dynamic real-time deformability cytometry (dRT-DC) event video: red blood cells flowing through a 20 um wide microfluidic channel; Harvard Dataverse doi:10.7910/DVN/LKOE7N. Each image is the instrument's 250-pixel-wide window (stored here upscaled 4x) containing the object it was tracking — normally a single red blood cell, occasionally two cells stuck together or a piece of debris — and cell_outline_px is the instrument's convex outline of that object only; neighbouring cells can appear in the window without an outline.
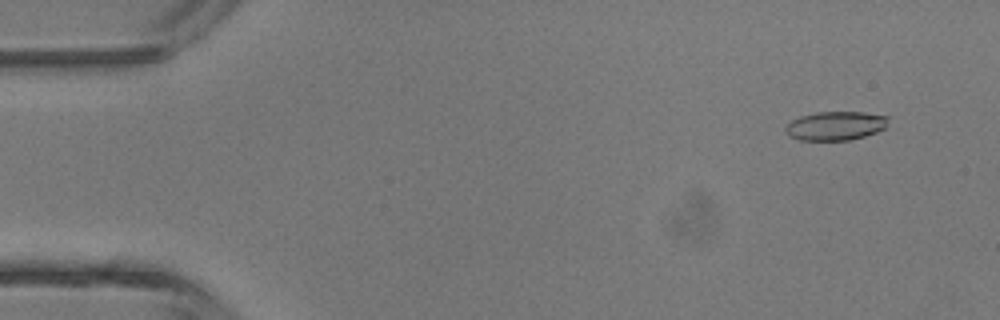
{"species": "common noctule bat (a hibernating species)", "species_latin": "Nyctalus noctula", "temperature_condition": "room temperature", "stored_images_in_passage": 4, "camera_frame_rate_fps": 3000, "um_per_image_px": 0.085, "animal": {"sex": "male", "body_mass_g": 13.3}, "frame": {"image": 1, "passage_image": 2, "time_ms": 1.0, "image_size_px": [1000, 320], "cell_outline_px": [[892, 116], [884, 128], [876, 132], [864, 136], [848, 140], [800, 140], [788, 136], [784, 132], [784, 128], [792, 120], [800, 116], [816, 112], [864, 112]], "centroid_in_image_um": [71.02, 10.68], "position_along_channel_um": 14.0, "area_um2": 17.46}}
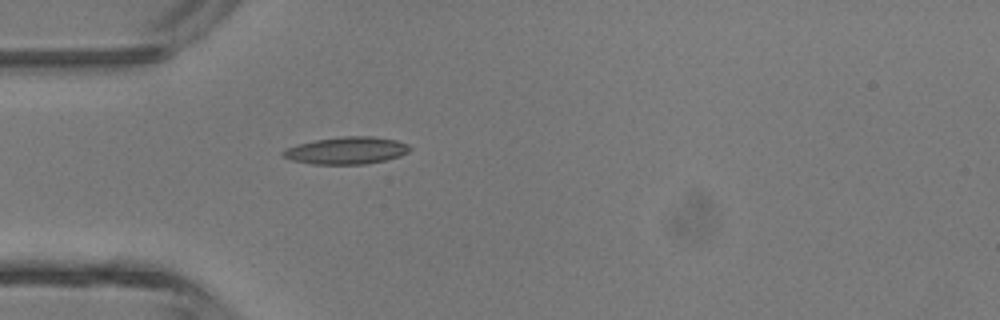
{"frame": {"image": 2, "passage_image": 4, "time_ms": 4.333, "image_size_px": [1000, 320], "cell_outline_px": [[412, 148], [408, 152], [400, 156], [384, 160], [364, 164], [312, 164], [292, 160], [280, 156], [280, 152], [288, 148], [300, 144], [316, 140], [340, 136], [372, 136], [396, 140], [408, 144]], "centroid_in_image_um": [29.46, 12.79], "position_along_channel_um": 55.5, "area_um2": 20.06}}